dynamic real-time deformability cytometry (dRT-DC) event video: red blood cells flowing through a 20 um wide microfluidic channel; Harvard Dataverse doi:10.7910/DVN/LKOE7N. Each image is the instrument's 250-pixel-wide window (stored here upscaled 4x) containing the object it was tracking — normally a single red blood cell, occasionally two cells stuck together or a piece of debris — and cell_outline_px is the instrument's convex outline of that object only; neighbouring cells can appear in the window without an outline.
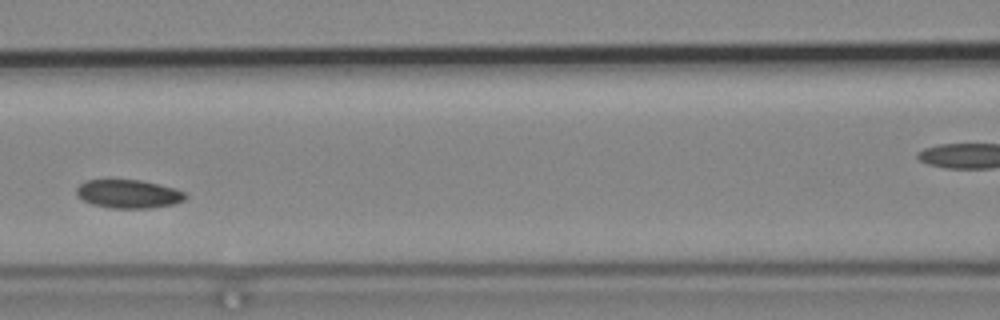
{"species": "common noctule bat (a hibernating species)", "species_latin": "Nyctalus noctula", "temperature_condition": "cold", "stored_images_in_passage": 8, "camera_frame_rate_fps": 3000, "um_per_image_px": 0.085, "animal": {"sex": "male", "body_mass_g": 19.2, "forearm_length_mm": 51.8}, "frame": {"image": 1, "passage_image": 4, "time_ms": 1.0, "image_size_px": [1000, 320], "cell_outline_px": [[188, 196], [184, 200], [176, 204], [148, 208], [112, 208], [92, 204], [76, 196], [76, 188], [84, 180], [140, 180], [176, 188], [184, 192]], "centroid_in_image_um": [10.93, 16.48], "position_along_channel_um": 155.7, "area_um2": 18.15}}
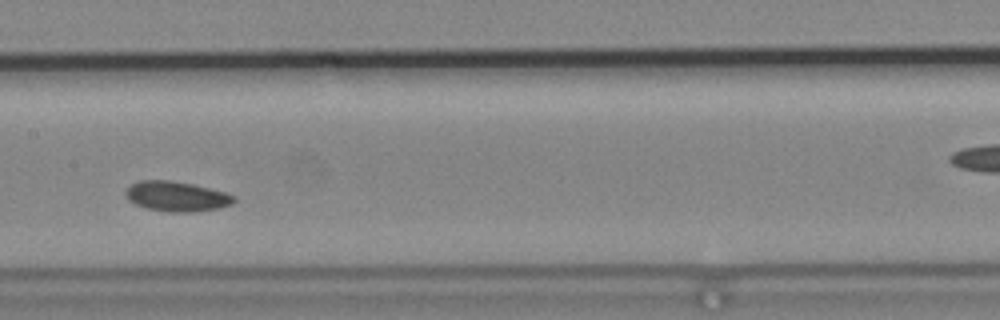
{"frame": {"image": 2, "passage_image": 5, "time_ms": 1.333, "image_size_px": [1000, 320], "cell_outline_px": [[236, 200], [232, 204], [220, 208], [192, 212], [172, 212], [148, 208], [136, 204], [128, 200], [124, 192], [132, 184], [140, 180], [168, 180], [192, 184], [224, 192], [236, 196]], "centroid_in_image_um": [15.03, 16.69], "position_along_channel_um": 192.4, "area_um2": 18.79}}
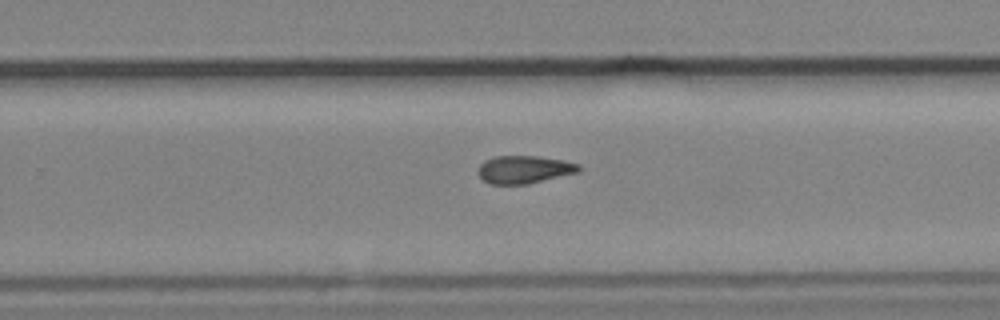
{"frame": {"image": 3, "passage_image": 8, "time_ms": 2.333, "image_size_px": [1000, 320], "cell_outline_px": [[580, 172], [528, 184], [488, 184], [476, 172], [476, 168], [484, 160], [492, 156], [540, 156], [564, 160], [580, 164]], "centroid_in_image_um": [44.54, 14.4], "position_along_channel_um": 285.3, "area_um2": 16.65}}